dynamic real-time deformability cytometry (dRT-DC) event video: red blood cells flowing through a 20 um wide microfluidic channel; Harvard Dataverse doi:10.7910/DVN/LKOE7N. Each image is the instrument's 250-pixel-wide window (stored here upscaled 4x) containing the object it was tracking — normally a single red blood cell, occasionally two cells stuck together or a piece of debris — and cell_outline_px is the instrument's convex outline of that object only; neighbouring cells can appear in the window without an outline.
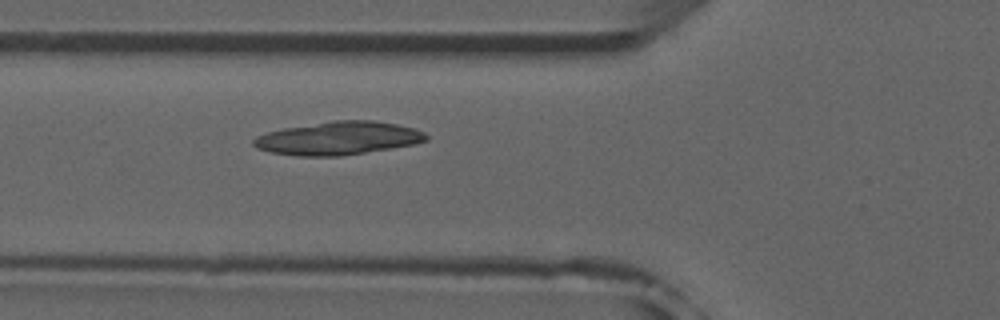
{"species": "common noctule bat (a hibernating species)", "species_latin": "Nyctalus noctula", "temperature_condition": "room temperature", "stored_images_in_passage": 51, "camera_frame_rate_fps": 3000, "um_per_image_px": 0.085, "animal": {"sex": "male", "forearm_length_mm": 52.5}, "frame": {"image": 1, "passage_image": 19, "time_ms": 6.0, "image_size_px": [1000, 320], "cell_outline_px": [[428, 140], [412, 144], [340, 156], [296, 156], [268, 152], [256, 148], [252, 144], [252, 140], [256, 136], [268, 132], [284, 128], [332, 120], [376, 120], [416, 128], [424, 132], [428, 136]], "centroid_in_image_um": [28.72, 11.74], "position_along_channel_um": 97.1, "area_um2": 33.41}}
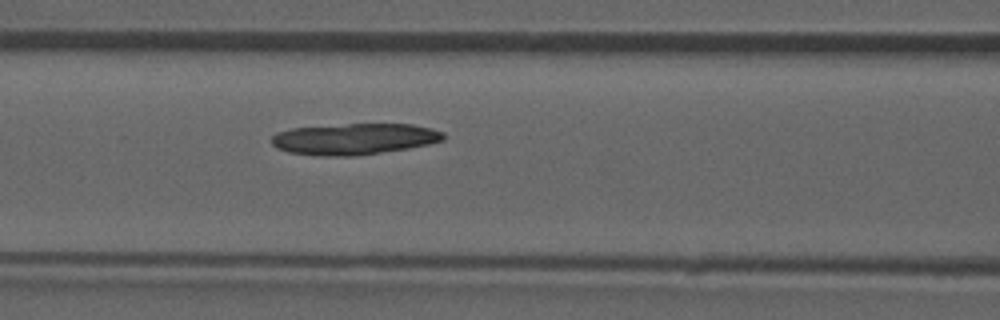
{"frame": {"image": 2, "passage_image": 22, "time_ms": 7.0, "image_size_px": [1000, 320], "cell_outline_px": [[444, 140], [428, 144], [408, 148], [352, 156], [324, 156], [288, 152], [276, 148], [272, 144], [272, 136], [276, 132], [292, 128], [348, 124], [412, 124], [444, 132]], "centroid_in_image_um": [30.09, 11.81], "position_along_channel_um": 136.5, "area_um2": 31.04}}
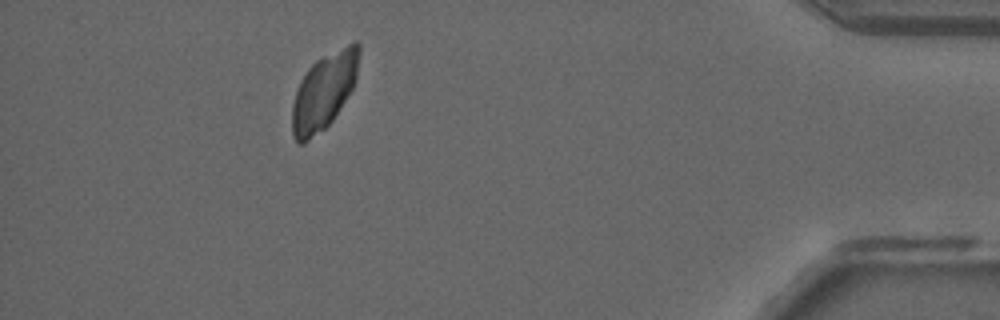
{"frame": {"image": 3, "passage_image": 47, "time_ms": 15.333, "image_size_px": [1000, 320], "cell_outline_px": [[360, 52], [356, 76], [352, 88], [332, 120], [324, 128], [304, 144], [300, 144], [292, 136], [292, 104], [300, 80], [308, 68], [316, 60], [356, 40], [360, 44]], "centroid_in_image_um": [27.52, 7.75], "position_along_channel_um": 407.7, "area_um2": 29.36}}